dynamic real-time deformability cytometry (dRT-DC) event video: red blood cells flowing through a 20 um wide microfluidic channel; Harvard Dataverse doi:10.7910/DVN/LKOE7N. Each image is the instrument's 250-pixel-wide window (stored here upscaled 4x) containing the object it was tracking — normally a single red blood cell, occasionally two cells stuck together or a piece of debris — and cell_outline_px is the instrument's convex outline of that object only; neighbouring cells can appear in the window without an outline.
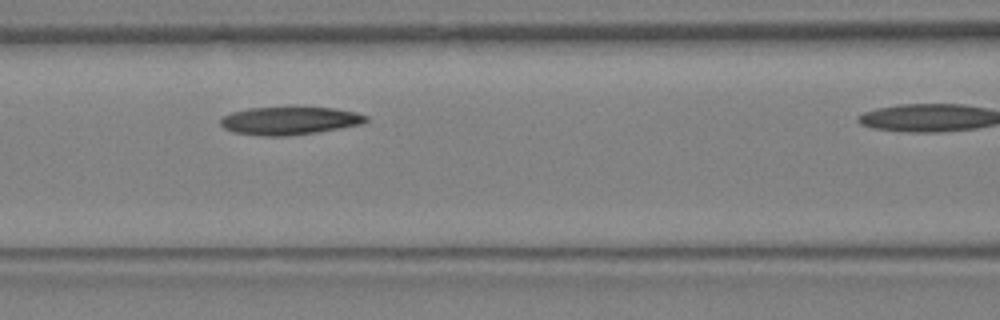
{"species": "Egyptian fruit bat (a non-hibernating species)", "species_latin": "Rousettus aegyptiacus", "temperature_condition": "warm", "stored_images_in_passage": 12, "camera_frame_rate_fps": 3000, "um_per_image_px": 0.085, "animal": {"sex": "female"}, "frame": {"image": 1, "passage_image": 6, "time_ms": 1.667, "image_size_px": [1000, 320], "cell_outline_px": [[368, 120], [364, 124], [316, 132], [288, 136], [260, 136], [232, 132], [224, 128], [220, 124], [220, 120], [224, 116], [232, 112], [248, 108], [336, 108], [356, 112], [368, 116]], "centroid_in_image_um": [24.62, 10.27], "position_along_channel_um": 142.0, "area_um2": 23.64}}
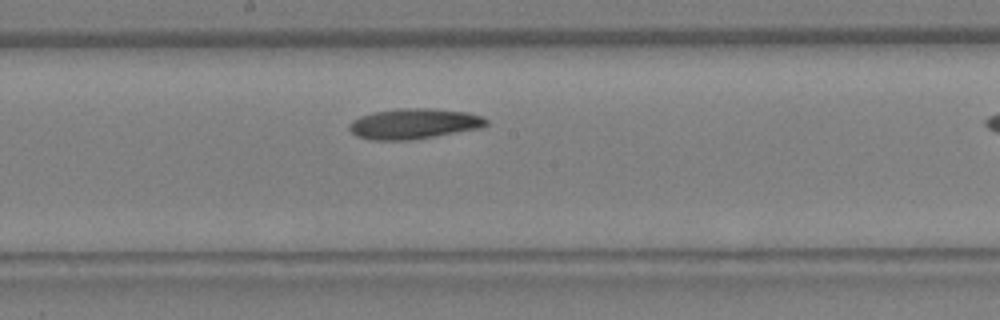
{"frame": {"image": 2, "passage_image": 9, "time_ms": 2.667, "image_size_px": [1000, 320], "cell_outline_px": [[488, 124], [480, 128], [408, 140], [372, 140], [356, 136], [348, 128], [348, 124], [352, 120], [360, 116], [372, 112], [404, 108], [424, 108], [468, 112], [484, 116], [488, 120]], "centroid_in_image_um": [35.16, 10.51], "position_along_channel_um": 213.0, "area_um2": 24.16}}